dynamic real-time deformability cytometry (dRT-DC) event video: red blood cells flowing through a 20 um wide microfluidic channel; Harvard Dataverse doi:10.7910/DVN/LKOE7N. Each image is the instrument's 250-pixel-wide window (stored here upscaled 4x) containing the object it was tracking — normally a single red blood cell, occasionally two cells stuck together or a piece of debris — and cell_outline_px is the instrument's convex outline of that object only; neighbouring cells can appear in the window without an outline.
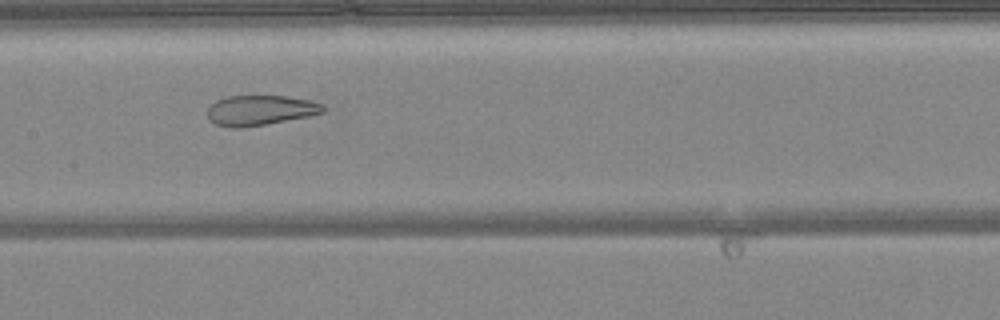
{"species": "common noctule bat (a hibernating species)", "species_latin": "Nyctalus noctula", "temperature_condition": "warm", "stored_images_in_passage": 48, "camera_frame_rate_fps": 3000, "um_per_image_px": 0.085, "animal": {"sex": "female", "body_mass_g": 24.6, "forearm_length_mm": 56.2}, "frame": {"image": 1, "passage_image": 23, "time_ms": 7.333, "image_size_px": [1000, 320], "cell_outline_px": [[324, 112], [308, 116], [264, 124], [240, 128], [228, 128], [216, 124], [208, 120], [208, 108], [216, 100], [228, 96], [288, 96], [312, 100], [324, 104]], "centroid_in_image_um": [22.11, 9.37], "position_along_channel_um": 185.3, "area_um2": 20.29}}
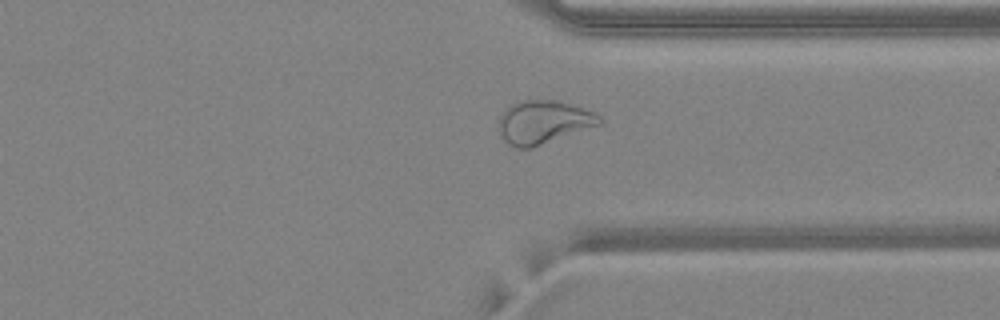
{"frame": {"image": 2, "passage_image": 36, "time_ms": 11.667, "image_size_px": [1000, 320], "cell_outline_px": [[604, 120], [600, 124], [532, 148], [516, 148], [508, 144], [500, 136], [500, 116], [508, 104], [520, 100], [556, 100], [572, 104], [584, 108], [600, 116]], "centroid_in_image_um": [46.17, 10.37], "position_along_channel_um": 365.2, "area_um2": 25.43}}
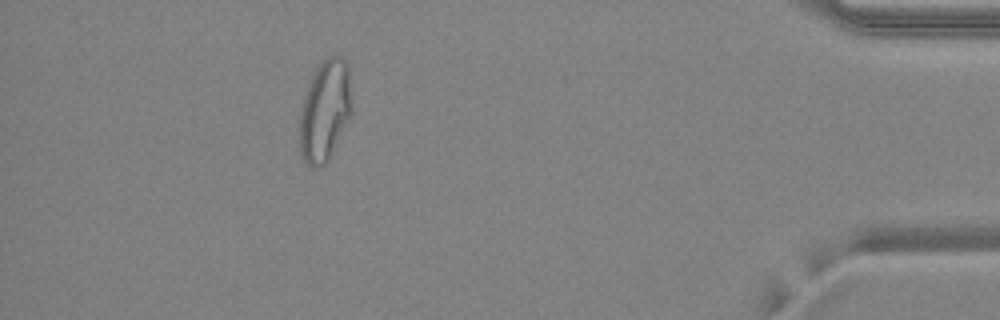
{"frame": {"image": 3, "passage_image": 43, "time_ms": 14.0, "image_size_px": [1000, 320], "cell_outline_px": [[352, 112], [328, 160], [320, 168], [312, 168], [304, 160], [300, 152], [300, 112], [304, 96], [312, 76], [316, 68], [328, 56], [340, 56], [348, 64], [352, 108]], "centroid_in_image_um": [27.62, 9.41], "position_along_channel_um": 407.6, "area_um2": 30.52}, "authors_computed_cell_mechanics": {"area_um2": 28.4954, "velocity_mm_per_s": 4.1671, "shape_relaxation_time_tau1_ms": null, "shape_relaxation_time_tau2_ms": 1.8951, "deformation_change_tau1": null, "deformation_change_tau2": 0.0961}}